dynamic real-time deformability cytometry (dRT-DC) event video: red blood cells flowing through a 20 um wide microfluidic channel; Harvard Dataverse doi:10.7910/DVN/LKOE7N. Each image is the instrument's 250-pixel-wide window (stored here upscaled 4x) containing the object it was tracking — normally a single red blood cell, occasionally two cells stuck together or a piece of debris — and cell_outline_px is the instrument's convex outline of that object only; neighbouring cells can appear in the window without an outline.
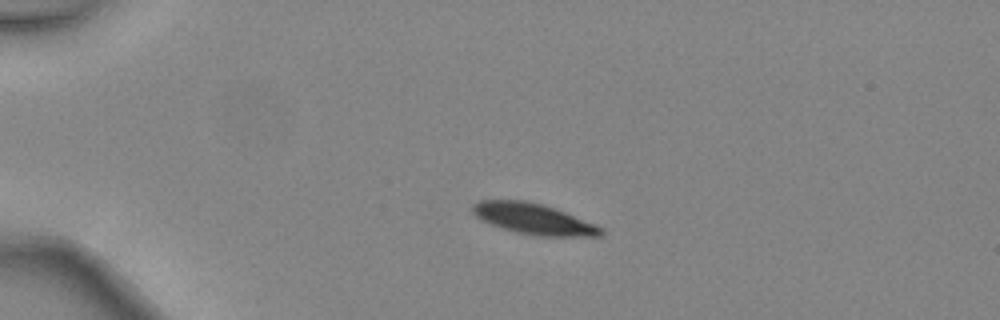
{"species": "common noctule bat (a hibernating species)", "species_latin": "Nyctalus noctula", "temperature_condition": "warm", "stored_images_in_passage": 4, "camera_frame_rate_fps": 3000, "um_per_image_px": 0.085, "animal": {"sex": "female", "body_mass_g": 24.6, "forearm_length_mm": 56.2}, "frame": {"image": 1, "passage_image": 3, "time_ms": 0.667, "image_size_px": [1000, 320], "cell_outline_px": [[604, 236], [536, 236], [516, 232], [480, 220], [472, 212], [472, 204], [480, 200], [524, 200], [544, 204], [556, 208], [596, 224], [604, 228]], "centroid_in_image_um": [45.39, 18.6], "position_along_channel_um": 39.6, "area_um2": 23.24}}